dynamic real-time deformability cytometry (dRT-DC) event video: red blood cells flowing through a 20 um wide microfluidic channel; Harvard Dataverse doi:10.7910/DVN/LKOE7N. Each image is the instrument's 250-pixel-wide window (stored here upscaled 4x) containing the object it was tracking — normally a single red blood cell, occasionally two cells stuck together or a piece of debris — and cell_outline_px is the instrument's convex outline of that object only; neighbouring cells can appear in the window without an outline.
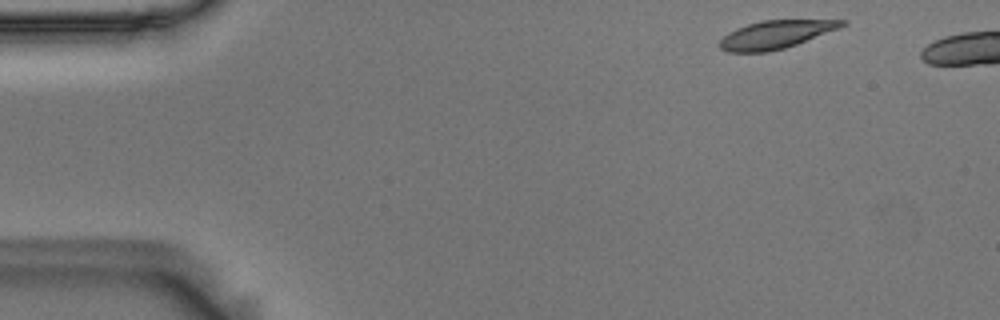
{"species": "Egyptian fruit bat (a non-hibernating species)", "species_latin": "Rousettus aegyptiacus", "temperature_condition": "room temperature", "stored_images_in_passage": 46, "camera_frame_rate_fps": 3000, "um_per_image_px": 0.085, "animal": {"sex": "male"}, "frame": {"image": 1, "passage_image": 2, "time_ms": 0.333, "image_size_px": [1000, 320], "cell_outline_px": [[848, 24], [840, 28], [796, 44], [784, 48], [768, 52], [728, 52], [720, 48], [716, 44], [728, 32], [736, 28], [760, 20], [848, 20]], "centroid_in_image_um": [65.92, 2.93], "position_along_channel_um": 19.1, "area_um2": 20.06}}
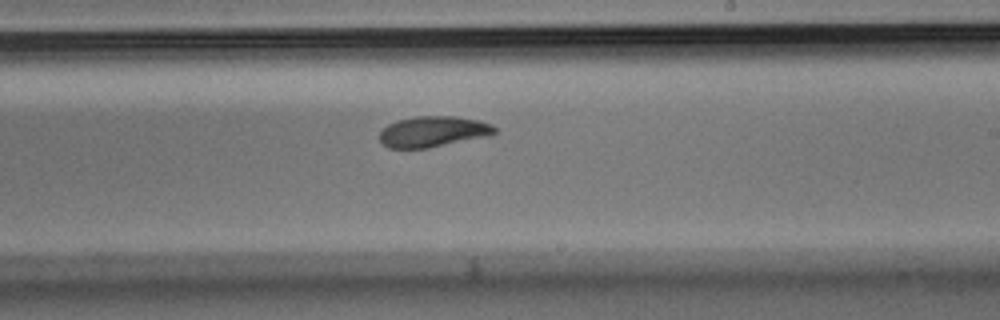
{"frame": {"image": 2, "passage_image": 29, "time_ms": 9.333, "image_size_px": [1000, 320], "cell_outline_px": [[496, 132], [488, 136], [428, 148], [388, 148], [380, 140], [380, 132], [388, 124], [396, 120], [416, 116], [456, 116], [476, 120], [492, 124], [496, 128]], "centroid_in_image_um": [36.81, 11.18], "position_along_channel_um": 252.2, "area_um2": 20.58}}
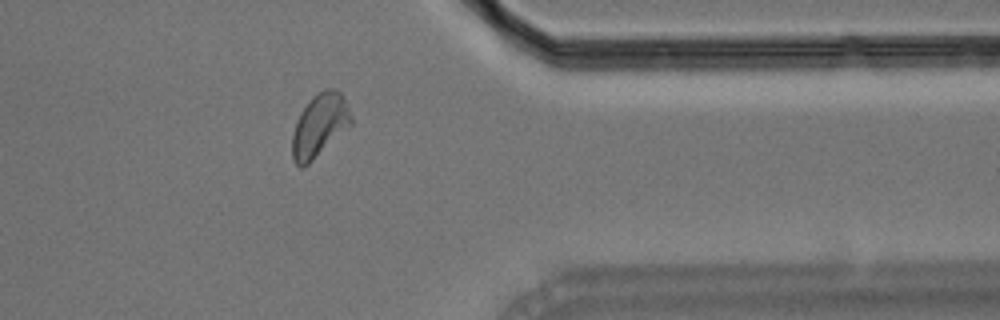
{"frame": {"image": 3, "passage_image": 41, "time_ms": 13.333, "image_size_px": [1000, 320], "cell_outline_px": [[352, 124], [348, 128], [304, 168], [300, 168], [292, 160], [292, 132], [296, 120], [300, 112], [312, 96], [324, 88], [332, 88], [340, 92], [348, 104], [352, 116]], "centroid_in_image_um": [27.15, 10.65], "position_along_channel_um": 384.2, "area_um2": 21.91}, "authors_computed_cell_mechanics": {"area_um2": 20.7791, "velocity_mm_per_s": 3.6055, "shape_relaxation_time_tau1_ms": 2.9498, "shape_relaxation_time_tau2_ms": 2.4554, "deformation_change_tau1": 0.1399, "deformation_change_tau2": 0.0748}}